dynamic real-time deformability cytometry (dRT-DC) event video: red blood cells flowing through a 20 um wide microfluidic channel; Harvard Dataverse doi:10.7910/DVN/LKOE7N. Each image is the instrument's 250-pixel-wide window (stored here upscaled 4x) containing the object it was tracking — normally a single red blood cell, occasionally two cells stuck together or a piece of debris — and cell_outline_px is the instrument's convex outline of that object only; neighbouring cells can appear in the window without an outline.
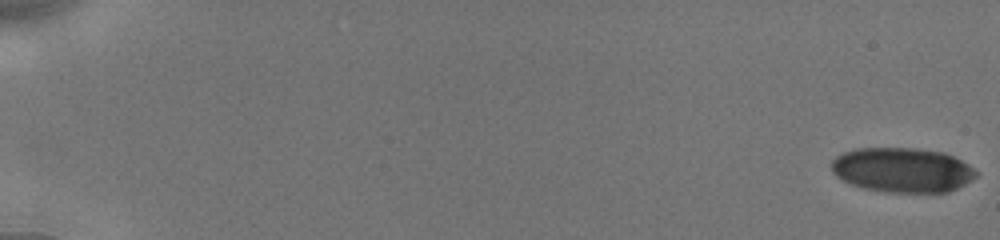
{"species": "human", "species_latin": "Homo sapiens", "temperature_condition": "cold", "stored_images_in_passage": 45, "camera_frame_rate_fps": 3000, "um_per_image_px": 0.085, "donor": {"sex": "male"}, "frame": {"image": 1, "passage_image": 1, "time_ms": 0.0, "image_size_px": [1000, 240], "cell_outline_px": [[976, 176], [964, 184], [948, 192], [884, 192], [860, 188], [836, 176], [832, 172], [832, 160], [836, 156], [844, 152], [856, 148], [916, 148], [944, 152], [968, 164], [976, 172]], "centroid_in_image_um": [76.66, 14.45], "position_along_channel_um": 8.3, "area_um2": 37.57}}
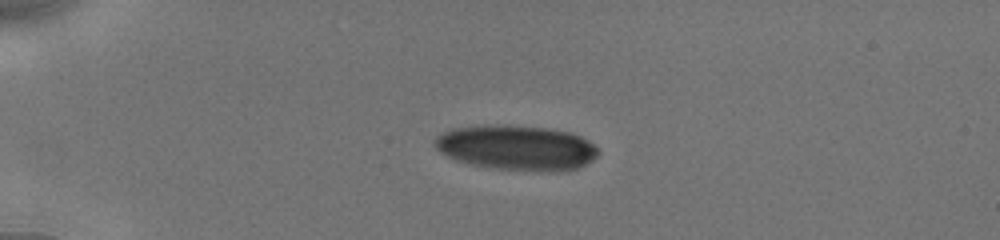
{"frame": {"image": 2, "passage_image": 31, "time_ms": 4.667, "image_size_px": [1000, 240], "cell_outline_px": [[600, 152], [592, 160], [576, 168], [564, 172], [556, 172], [496, 168], [472, 164], [448, 156], [440, 152], [432, 144], [432, 140], [436, 136], [452, 128], [484, 124], [504, 124], [548, 128], [572, 132], [588, 140]], "centroid_in_image_um": [43.9, 12.53], "position_along_channel_um": 41.1, "area_um2": 43.06}}